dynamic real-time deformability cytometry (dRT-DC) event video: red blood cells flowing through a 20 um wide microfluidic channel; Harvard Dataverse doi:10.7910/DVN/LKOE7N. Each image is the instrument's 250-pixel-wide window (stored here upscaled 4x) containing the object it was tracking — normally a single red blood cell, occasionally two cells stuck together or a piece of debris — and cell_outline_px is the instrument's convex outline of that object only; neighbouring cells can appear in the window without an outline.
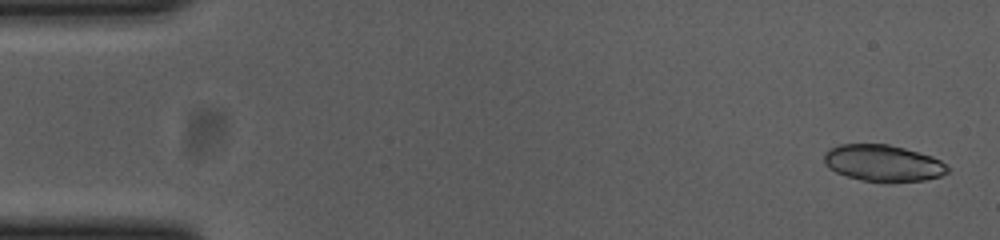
{"species": "common noctule bat (a hibernating species)", "species_latin": "Nyctalus noctula", "temperature_condition": "cold", "stored_images_in_passage": 54, "camera_frame_rate_fps": 3000, "um_per_image_px": 0.085, "animal": {"sex": "female", "body_mass_g": 23.0, "forearm_length_mm": 53.4}, "frame": {"image": 1, "passage_image": 2, "time_ms": 0.333, "image_size_px": [1000, 240], "cell_outline_px": [[948, 172], [940, 176], [924, 180], [892, 184], [888, 184], [860, 180], [836, 172], [828, 168], [824, 164], [824, 152], [828, 148], [840, 144], [888, 144], [904, 148], [932, 156], [948, 164]], "centroid_in_image_um": [75.05, 13.89], "position_along_channel_um": 9.9, "area_um2": 26.93}}
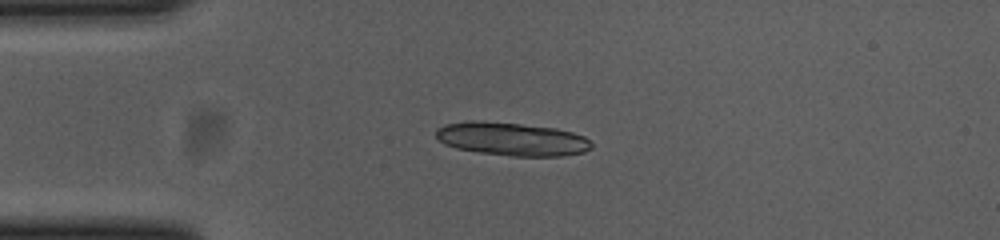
{"frame": {"image": 2, "passage_image": 13, "time_ms": 4.0, "image_size_px": [1000, 240], "cell_outline_px": [[592, 148], [584, 152], [560, 156], [512, 156], [480, 152], [456, 148], [444, 144], [436, 136], [436, 128], [444, 124], [472, 120], [476, 120], [520, 124], [556, 128], [572, 132], [584, 136], [592, 144]], "centroid_in_image_um": [43.49, 11.81], "position_along_channel_um": 41.5, "area_um2": 30.11}, "authors_computed_cell_mechanics": {"area_um2": 27.8596, "velocity_mm_per_s": 3.7084, "shape_relaxation_time_tau1_ms": 2.2425, "shape_relaxation_time_tau2_ms": 1.7208, "deformation_change_tau1": 0.3315, "deformation_change_tau2": 0.0576}}